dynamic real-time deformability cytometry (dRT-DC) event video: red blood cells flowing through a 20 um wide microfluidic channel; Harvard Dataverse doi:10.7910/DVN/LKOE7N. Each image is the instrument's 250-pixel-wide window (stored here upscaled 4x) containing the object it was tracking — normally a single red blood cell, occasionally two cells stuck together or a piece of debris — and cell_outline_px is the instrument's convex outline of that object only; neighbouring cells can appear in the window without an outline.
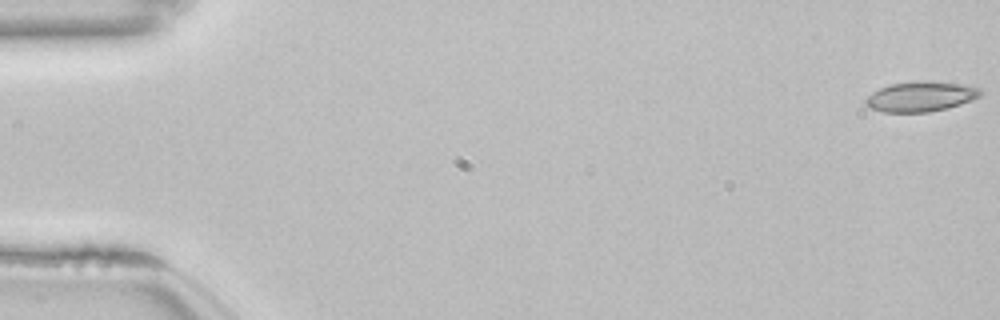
{"species": "common noctule bat (a hibernating species)", "species_latin": "Nyctalus noctula", "temperature_condition": "room temperature", "stored_images_in_passage": 54, "camera_frame_rate_fps": 3000, "um_per_image_px": 0.085, "animal": {"sex": "female", "body_mass_g": 22.7, "forearm_length_mm": 54.2}, "frame": {"image": 1, "passage_image": 1, "time_ms": 0.0, "image_size_px": [1000, 320], "cell_outline_px": [[984, 92], [980, 96], [972, 100], [960, 104], [928, 112], [884, 112], [868, 108], [864, 104], [864, 100], [872, 92], [880, 88], [892, 84], [924, 80], [928, 80], [960, 84], [980, 88]], "centroid_in_image_um": [78.24, 8.2], "position_along_channel_um": 6.8, "area_um2": 20.11}}
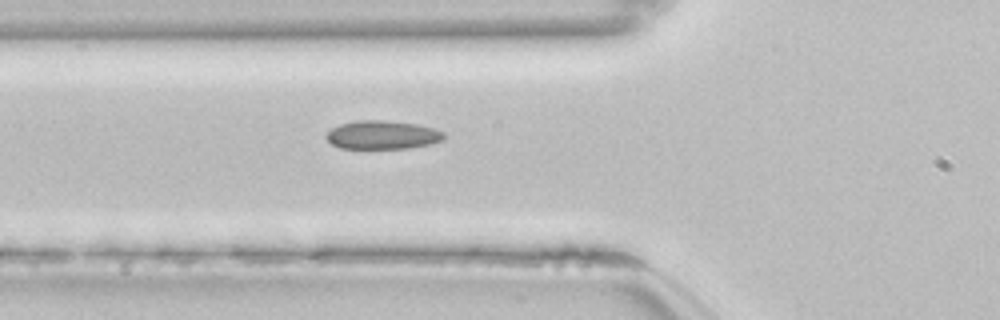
{"frame": {"image": 2, "passage_image": 20, "time_ms": 6.333, "image_size_px": [1000, 320], "cell_outline_px": [[444, 140], [432, 144], [408, 148], [340, 148], [332, 144], [324, 136], [332, 128], [340, 124], [356, 120], [380, 120], [416, 124], [436, 128], [444, 132]], "centroid_in_image_um": [32.53, 11.47], "position_along_channel_um": 93.3, "area_um2": 19.59}}
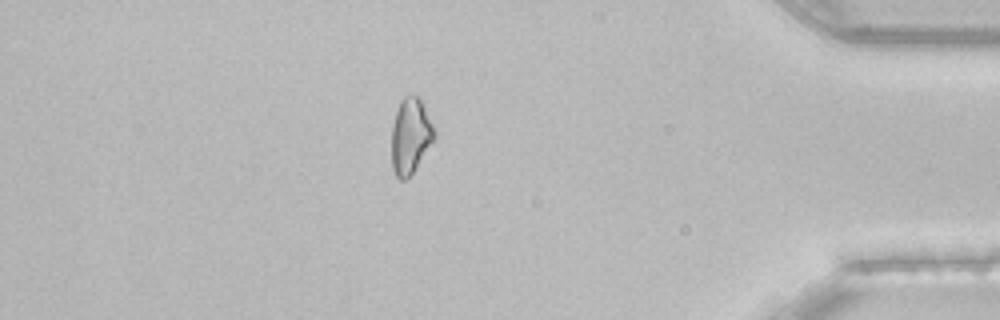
{"frame": {"image": 3, "passage_image": 47, "time_ms": 15.333, "image_size_px": [1000, 320], "cell_outline_px": [[436, 136], [412, 172], [404, 180], [400, 180], [396, 176], [392, 168], [392, 124], [400, 100], [404, 96], [420, 96], [424, 104], [436, 132]], "centroid_in_image_um": [34.89, 11.51], "position_along_channel_um": 400.3, "area_um2": 18.67}, "authors_computed_cell_mechanics": {"area_um2": 19.4497, "velocity_mm_per_s": 3.8491, "shape_relaxation_time_tau1_ms": null, "shape_relaxation_time_tau2_ms": 3.7379, "deformation_change_tau1": null, "deformation_change_tau2": 0.1044}}